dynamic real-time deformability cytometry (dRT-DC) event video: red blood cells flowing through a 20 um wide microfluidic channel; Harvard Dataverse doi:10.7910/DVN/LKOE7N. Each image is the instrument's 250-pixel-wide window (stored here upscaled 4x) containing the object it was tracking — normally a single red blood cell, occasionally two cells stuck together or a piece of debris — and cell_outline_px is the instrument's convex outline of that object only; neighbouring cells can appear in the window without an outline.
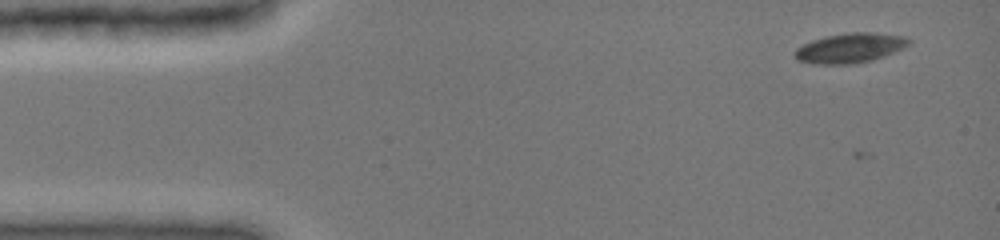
{"species": "common noctule bat (a hibernating species)", "species_latin": "Nyctalus noctula", "temperature_condition": "cold", "stored_images_in_passage": 34, "camera_frame_rate_fps": 3000, "um_per_image_px": 0.085, "animal": {"sex": "female", "body_mass_g": 19.0, "forearm_length_mm": 51.5}, "frame": {"image": 1, "passage_image": 3, "time_ms": 0.667, "image_size_px": [1000, 240], "cell_outline_px": [[912, 40], [908, 44], [884, 56], [872, 60], [852, 64], [816, 64], [796, 60], [792, 52], [796, 48], [812, 40], [824, 36], [852, 32], [872, 32], [904, 36]], "centroid_in_image_um": [72.19, 4.08], "position_along_channel_um": 12.8, "area_um2": 19.71}}
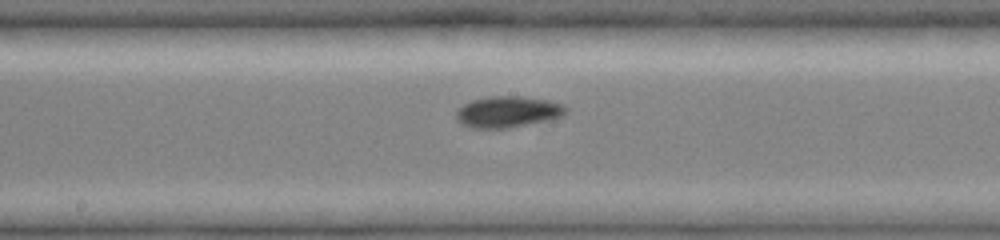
{"frame": {"image": 2, "passage_image": 25, "time_ms": 8.0, "image_size_px": [1000, 240], "cell_outline_px": [[568, 108], [560, 116], [552, 120], [508, 128], [472, 128], [460, 124], [456, 120], [456, 112], [464, 104], [472, 100], [488, 96], [524, 96], [548, 100], [560, 104]], "centroid_in_image_um": [43.14, 9.51], "position_along_channel_um": 205.1, "area_um2": 20.06}}
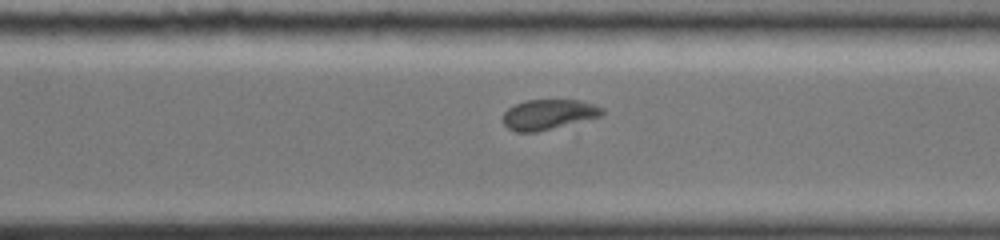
{"frame": {"image": 3, "passage_image": 34, "time_ms": 11.0, "image_size_px": [1000, 240], "cell_outline_px": [[604, 112], [600, 116], [536, 132], [516, 132], [508, 128], [504, 124], [504, 112], [508, 108], [524, 100], [580, 100], [604, 108]], "centroid_in_image_um": [46.6, 9.72], "position_along_channel_um": 324.0, "area_um2": 17.17}}